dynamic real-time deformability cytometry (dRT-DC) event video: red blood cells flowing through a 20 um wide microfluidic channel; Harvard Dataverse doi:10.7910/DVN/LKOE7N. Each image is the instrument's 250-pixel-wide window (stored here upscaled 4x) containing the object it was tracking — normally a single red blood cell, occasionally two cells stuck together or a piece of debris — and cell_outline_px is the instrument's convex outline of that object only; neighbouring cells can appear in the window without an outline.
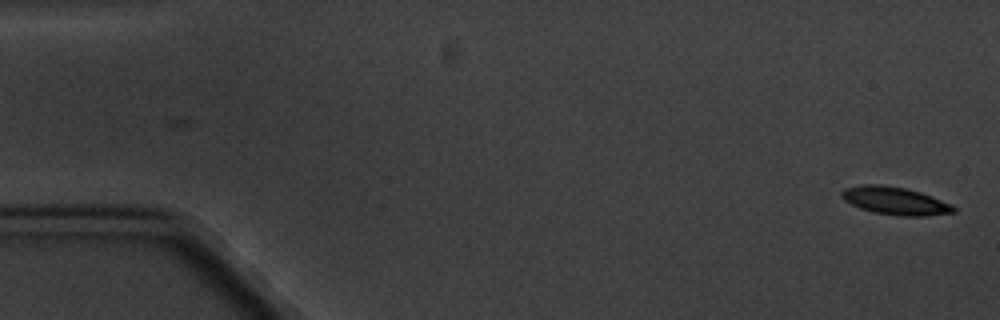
{"species": "common noctule bat (a hibernating species)", "species_latin": "Nyctalus noctula", "temperature_condition": "cold", "stored_images_in_passage": 5, "camera_frame_rate_fps": 3000, "um_per_image_px": 0.085, "animal": {"sex": "male", "body_mass_g": 20.1, "forearm_length_mm": 53.5}, "frame": {"image": 1, "passage_image": 1, "time_ms": 0.0, "image_size_px": [1000, 320], "cell_outline_px": [[956, 212], [924, 216], [900, 216], [872, 212], [860, 208], [844, 200], [840, 196], [840, 192], [844, 188], [860, 184], [880, 184], [904, 188], [920, 192], [932, 196], [952, 204], [956, 208]], "centroid_in_image_um": [76.07, 17.06], "position_along_channel_um": 8.9, "area_um2": 18.26}}
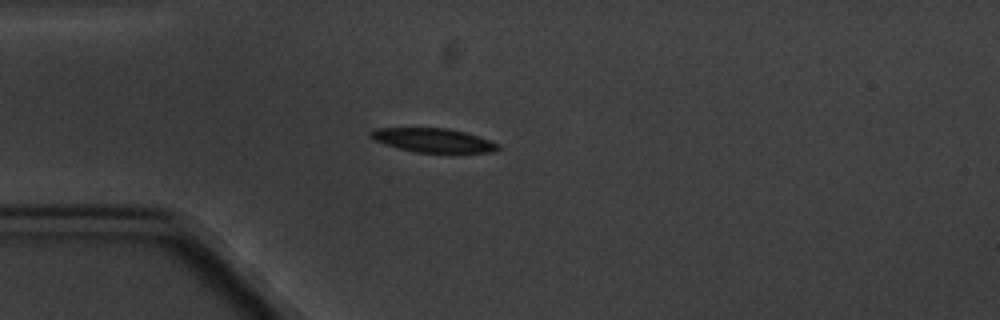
{"frame": {"image": 2, "passage_image": 5, "time_ms": 4.667, "image_size_px": [1000, 320], "cell_outline_px": [[500, 148], [492, 152], [452, 156], [448, 156], [416, 152], [384, 144], [368, 136], [368, 132], [376, 128], [448, 128], [464, 132], [500, 144]], "centroid_in_image_um": [36.89, 11.98], "position_along_channel_um": 48.1, "area_um2": 18.67}}